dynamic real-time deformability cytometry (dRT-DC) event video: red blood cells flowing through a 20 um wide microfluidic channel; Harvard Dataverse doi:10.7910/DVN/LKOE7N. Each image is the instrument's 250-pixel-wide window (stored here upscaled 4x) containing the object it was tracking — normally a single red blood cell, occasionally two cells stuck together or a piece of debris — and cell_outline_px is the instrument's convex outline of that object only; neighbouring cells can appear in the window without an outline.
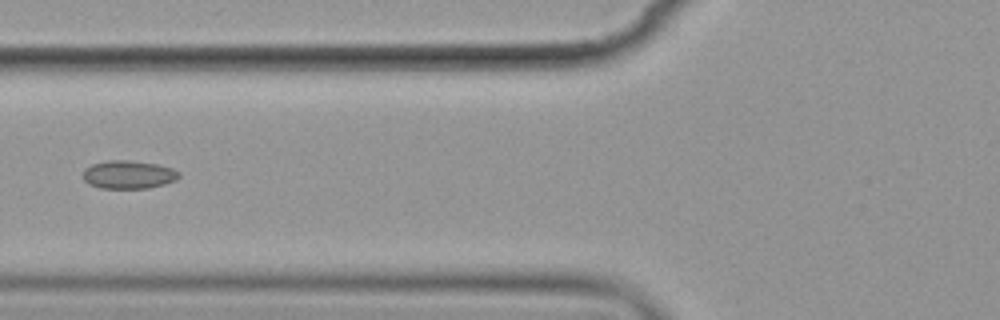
{"species": "common noctule bat (a hibernating species)", "species_latin": "Nyctalus noctula", "temperature_condition": "cold", "stored_images_in_passage": 7, "camera_frame_rate_fps": 3000, "um_per_image_px": 0.085, "animal": {"sex": "female", "body_mass_g": 19.9}, "frame": {"image": 1, "passage_image": 6, "time_ms": 6.0, "image_size_px": [1000, 320], "cell_outline_px": [[180, 176], [176, 180], [164, 184], [148, 188], [100, 188], [88, 184], [84, 180], [84, 168], [92, 164], [108, 160], [128, 160], [156, 164], [172, 168], [180, 172]], "centroid_in_image_um": [10.92, 14.84], "position_along_channel_um": 114.9, "area_um2": 15.78}}
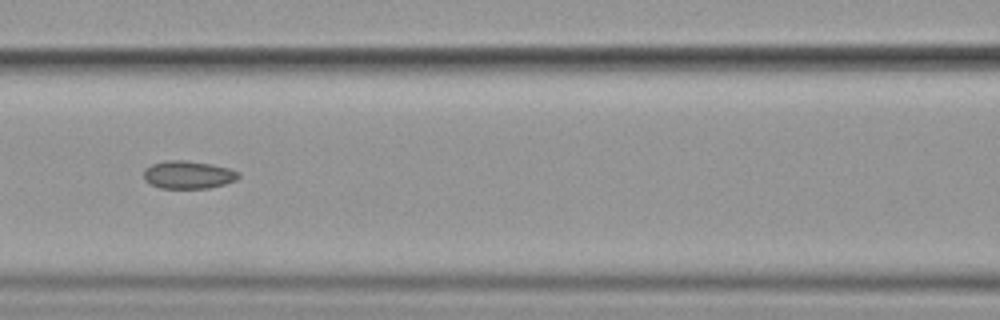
{"frame": {"image": 2, "passage_image": 7, "time_ms": 7.0, "image_size_px": [1000, 320], "cell_outline_px": [[240, 176], [236, 180], [224, 184], [208, 188], [160, 188], [148, 184], [144, 180], [144, 168], [152, 164], [168, 160], [184, 160], [212, 164], [228, 168], [240, 172]], "centroid_in_image_um": [15.98, 14.86], "position_along_channel_um": 150.6, "area_um2": 15.49}}